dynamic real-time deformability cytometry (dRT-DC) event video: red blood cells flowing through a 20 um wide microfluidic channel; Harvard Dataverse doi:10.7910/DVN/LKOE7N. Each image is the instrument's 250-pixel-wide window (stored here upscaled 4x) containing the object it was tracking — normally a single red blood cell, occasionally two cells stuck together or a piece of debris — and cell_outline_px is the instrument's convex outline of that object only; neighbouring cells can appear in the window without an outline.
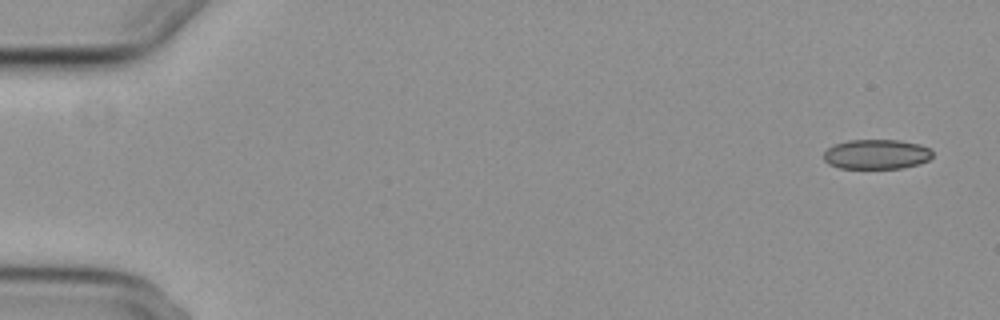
{"species": "common noctule bat (a hibernating species)", "species_latin": "Nyctalus noctula", "temperature_condition": "cold", "stored_images_in_passage": 6, "camera_frame_rate_fps": 3000, "um_per_image_px": 0.085, "animal": {"sex": "female", "body_mass_g": 29.2, "forearm_length_mm": 56.3}, "frame": {"image": 1, "passage_image": 1, "time_ms": 0.0, "image_size_px": [1000, 320], "cell_outline_px": [[932, 156], [928, 160], [920, 164], [900, 168], [840, 168], [828, 164], [824, 160], [824, 152], [828, 148], [836, 144], [848, 140], [900, 140], [920, 144], [928, 148], [932, 152]], "centroid_in_image_um": [74.5, 13.11], "position_along_channel_um": 10.5, "area_um2": 18.84}}
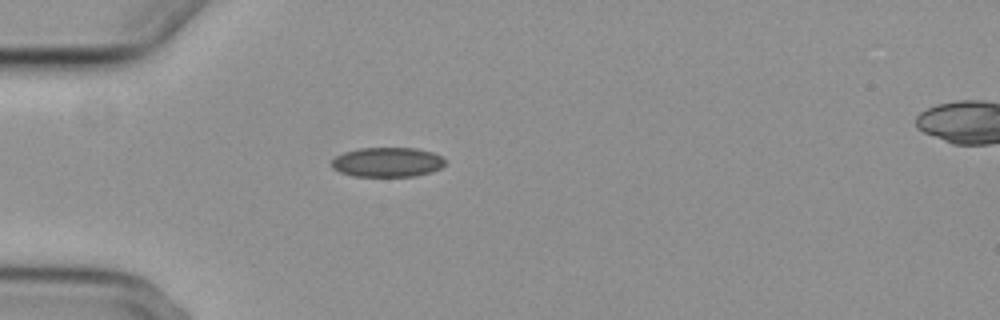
{"frame": {"image": 2, "passage_image": 5, "time_ms": 4.667, "image_size_px": [1000, 320], "cell_outline_px": [[444, 164], [440, 168], [432, 172], [416, 176], [352, 176], [340, 172], [332, 168], [332, 160], [336, 156], [344, 152], [360, 148], [416, 148], [432, 152], [440, 156], [444, 160]], "centroid_in_image_um": [32.91, 13.78], "position_along_channel_um": 52.1, "area_um2": 19.54}}